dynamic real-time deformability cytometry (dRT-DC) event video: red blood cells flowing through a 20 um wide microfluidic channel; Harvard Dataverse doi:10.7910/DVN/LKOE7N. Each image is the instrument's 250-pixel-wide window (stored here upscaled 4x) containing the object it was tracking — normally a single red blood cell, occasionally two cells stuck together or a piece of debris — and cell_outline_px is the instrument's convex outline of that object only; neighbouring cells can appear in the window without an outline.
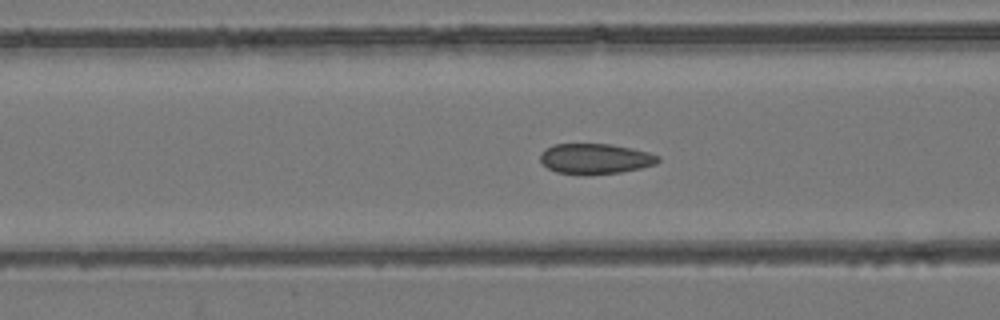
{"species": "common noctule bat (a hibernating species)", "species_latin": "Nyctalus noctula", "temperature_condition": "room temperature", "stored_images_in_passage": 53, "camera_frame_rate_fps": 3000, "um_per_image_px": 0.085, "animal": {"sex": "female", "body_mass_g": 24.6, "forearm_length_mm": 56.2}, "frame": {"image": 1, "passage_image": 21, "time_ms": 6.667, "image_size_px": [1000, 320], "cell_outline_px": [[660, 160], [656, 164], [640, 168], [620, 172], [588, 176], [556, 172], [548, 168], [540, 160], [540, 152], [544, 148], [552, 144], [612, 144], [632, 148], [648, 152], [660, 156]], "centroid_in_image_um": [50.57, 13.5], "position_along_channel_um": 116.0, "area_um2": 21.21}}
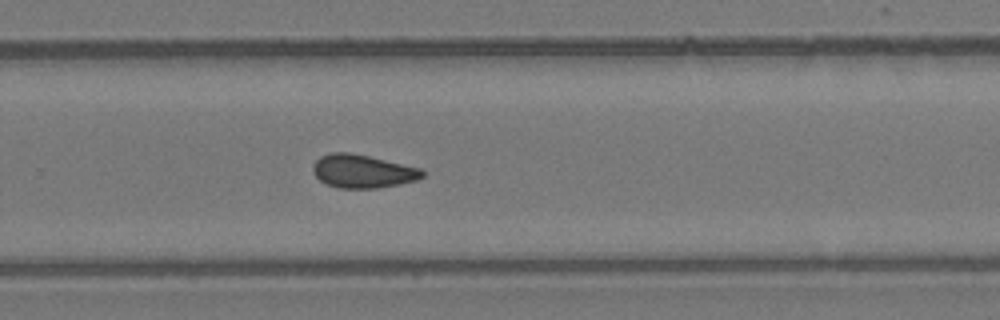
{"frame": {"image": 2, "passage_image": 35, "time_ms": 11.333, "image_size_px": [1000, 320], "cell_outline_px": [[424, 176], [416, 180], [376, 188], [336, 188], [324, 184], [316, 176], [312, 168], [312, 164], [320, 156], [332, 152], [348, 152], [368, 156], [420, 168], [424, 172]], "centroid_in_image_um": [30.77, 14.56], "position_along_channel_um": 299.0, "area_um2": 21.1}}
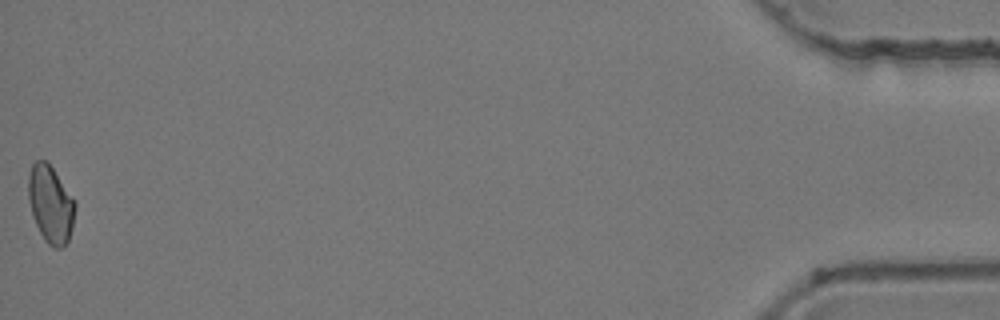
{"frame": {"image": 3, "passage_image": 53, "time_ms": 17.333, "image_size_px": [1000, 320], "cell_outline_px": [[76, 208], [72, 228], [68, 240], [60, 248], [52, 248], [44, 240], [32, 216], [28, 200], [28, 176], [32, 164], [36, 160], [44, 160], [52, 168], [76, 204]], "centroid_in_image_um": [4.28, 17.38], "position_along_channel_um": 430.9, "area_um2": 20.81}, "authors_computed_cell_mechanics": {"area_um2": 21.1548, "velocity_mm_per_s": 3.9229, "shape_relaxation_time_tau1_ms": null, "shape_relaxation_time_tau2_ms": 2.3819, "deformation_change_tau1": null, "deformation_change_tau2": 0.0658}}